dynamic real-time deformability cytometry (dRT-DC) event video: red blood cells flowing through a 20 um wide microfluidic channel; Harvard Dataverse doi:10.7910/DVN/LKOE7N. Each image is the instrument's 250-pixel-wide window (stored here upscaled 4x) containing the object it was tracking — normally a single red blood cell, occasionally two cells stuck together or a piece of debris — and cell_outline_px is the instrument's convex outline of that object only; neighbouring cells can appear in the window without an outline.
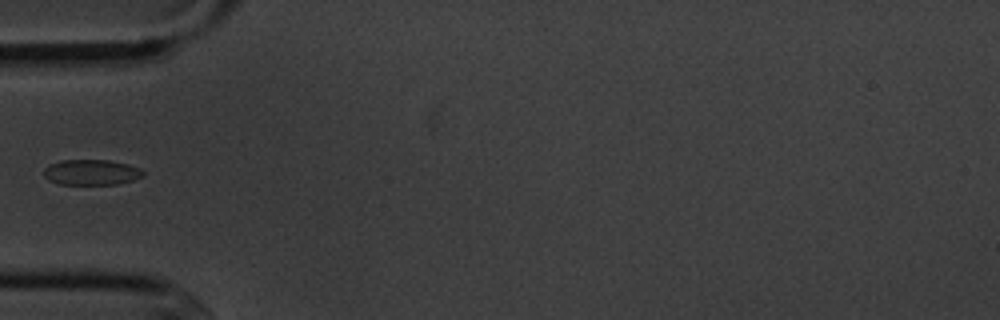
{"species": "common noctule bat (a hibernating species)", "species_latin": "Nyctalus noctula", "temperature_condition": "cold", "stored_images_in_passage": 2, "camera_frame_rate_fps": 3000, "um_per_image_px": 0.085, "animal": {"sex": "male", "body_mass_g": 20.1, "forearm_length_mm": 53.5}, "frame": {"image": 1, "passage_image": 2, "time_ms": 1.0, "image_size_px": [1000, 320], "cell_outline_px": [[144, 176], [132, 180], [116, 184], [60, 184], [48, 180], [44, 176], [44, 168], [48, 164], [60, 160], [108, 160], [128, 164], [140, 168], [144, 172]], "centroid_in_image_um": [7.75, 14.64], "position_along_channel_um": 77.3, "area_um2": 14.8}}